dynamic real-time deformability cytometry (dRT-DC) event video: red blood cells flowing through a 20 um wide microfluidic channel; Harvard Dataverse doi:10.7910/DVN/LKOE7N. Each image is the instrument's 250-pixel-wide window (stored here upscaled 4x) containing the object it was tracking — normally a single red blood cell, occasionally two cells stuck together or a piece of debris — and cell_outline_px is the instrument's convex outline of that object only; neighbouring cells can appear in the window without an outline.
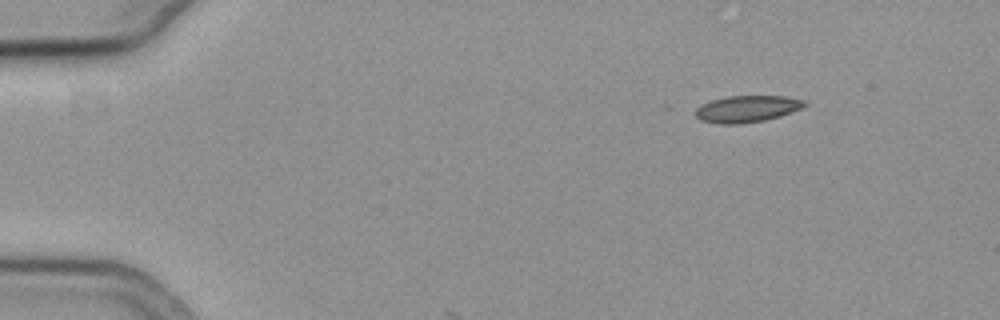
{"species": "common noctule bat (a hibernating species)", "species_latin": "Nyctalus noctula", "temperature_condition": "cold", "stored_images_in_passage": 3, "camera_frame_rate_fps": 3000, "um_per_image_px": 0.085, "animal": {"sex": "female", "body_mass_g": 19.3, "forearm_length_mm": 54.1}, "frame": {"image": 1, "passage_image": 1, "time_ms": 0.0, "image_size_px": [1000, 320], "cell_outline_px": [[808, 104], [800, 108], [780, 116], [764, 120], [740, 124], [720, 124], [700, 120], [696, 116], [696, 108], [700, 104], [712, 100], [728, 96], [784, 96], [804, 100]], "centroid_in_image_um": [63.47, 9.25], "position_along_channel_um": 21.5, "area_um2": 16.88}}